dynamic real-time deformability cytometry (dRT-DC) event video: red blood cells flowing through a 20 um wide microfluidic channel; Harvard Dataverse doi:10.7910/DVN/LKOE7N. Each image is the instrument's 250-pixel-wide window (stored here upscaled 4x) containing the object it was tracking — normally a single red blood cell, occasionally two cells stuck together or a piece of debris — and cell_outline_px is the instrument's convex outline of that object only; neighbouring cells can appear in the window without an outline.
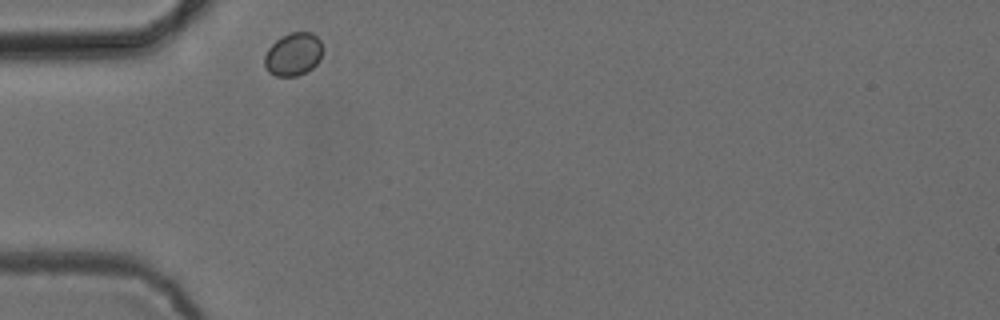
{"species": "common noctule bat (a hibernating species)", "species_latin": "Nyctalus noctula", "temperature_condition": "cold", "stored_images_in_passage": 31, "camera_frame_rate_fps": 3000, "um_per_image_px": 0.085, "animal": {"sex": "female", "body_mass_g": 24.6, "forearm_length_mm": 56.2}, "frame": {"image": 1, "passage_image": 1, "time_ms": 0.0, "image_size_px": [1000, 320], "cell_outline_px": [[324, 48], [320, 60], [312, 68], [296, 76], [276, 76], [268, 72], [264, 68], [264, 56], [268, 48], [276, 40], [292, 32], [312, 32], [320, 40]], "centroid_in_image_um": [24.94, 4.61], "position_along_channel_um": 60.1, "area_um2": 14.68}}
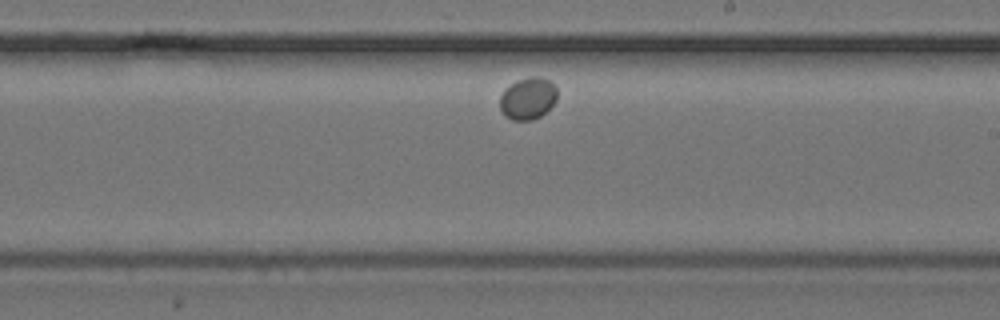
{"frame": {"image": 2, "passage_image": 18, "time_ms": 5.667, "image_size_px": [1000, 320], "cell_outline_px": [[556, 100], [540, 116], [532, 120], [512, 120], [504, 116], [500, 108], [500, 96], [504, 88], [516, 80], [528, 76], [540, 76], [548, 80], [556, 88]], "centroid_in_image_um": [44.82, 8.35], "position_along_channel_um": 244.2, "area_um2": 14.05}}
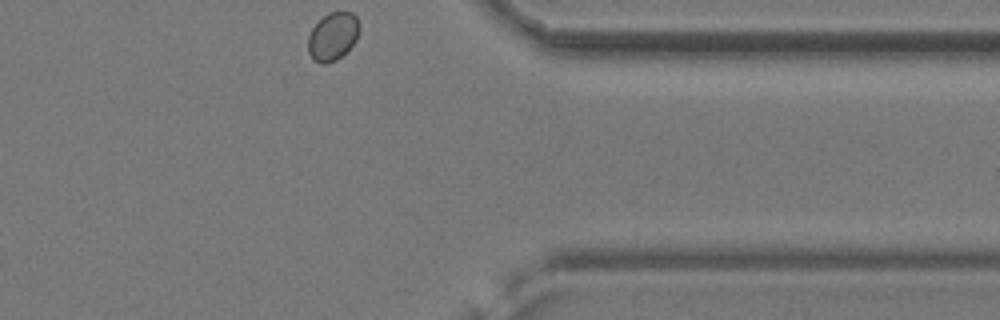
{"frame": {"image": 3, "passage_image": 31, "time_ms": 10.0, "image_size_px": [1000, 320], "cell_outline_px": [[360, 28], [356, 40], [336, 60], [324, 64], [320, 64], [312, 60], [308, 52], [308, 36], [312, 28], [328, 12], [352, 12], [356, 16], [360, 24]], "centroid_in_image_um": [28.28, 3.09], "position_along_channel_um": 383.1, "area_um2": 14.33}}